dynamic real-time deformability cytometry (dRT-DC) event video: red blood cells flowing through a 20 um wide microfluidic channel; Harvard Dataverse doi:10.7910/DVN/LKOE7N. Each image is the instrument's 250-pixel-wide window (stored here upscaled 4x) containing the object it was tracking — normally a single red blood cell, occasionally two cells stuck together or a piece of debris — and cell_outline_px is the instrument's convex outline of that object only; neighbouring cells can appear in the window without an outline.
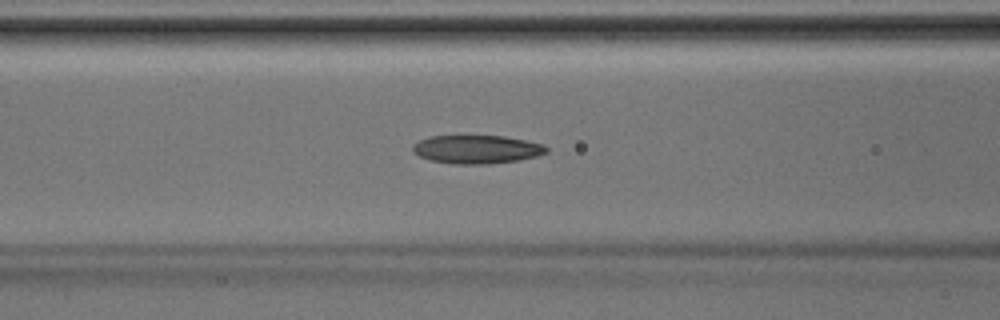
{"species": "Egyptian fruit bat (a non-hibernating species)", "species_latin": "Rousettus aegyptiacus", "temperature_condition": "room temperature", "stored_images_in_passage": 25, "camera_frame_rate_fps": 3000, "um_per_image_px": 0.085, "animal": {"sex": "male"}, "frame": {"image": 1, "passage_image": 4, "time_ms": 1.0, "image_size_px": [1000, 320], "cell_outline_px": [[548, 152], [536, 156], [516, 160], [488, 164], [456, 164], [432, 160], [420, 156], [412, 152], [412, 144], [428, 136], [504, 136], [544, 144], [548, 148]], "centroid_in_image_um": [40.51, 12.69], "position_along_channel_um": 126.1, "area_um2": 22.02}}
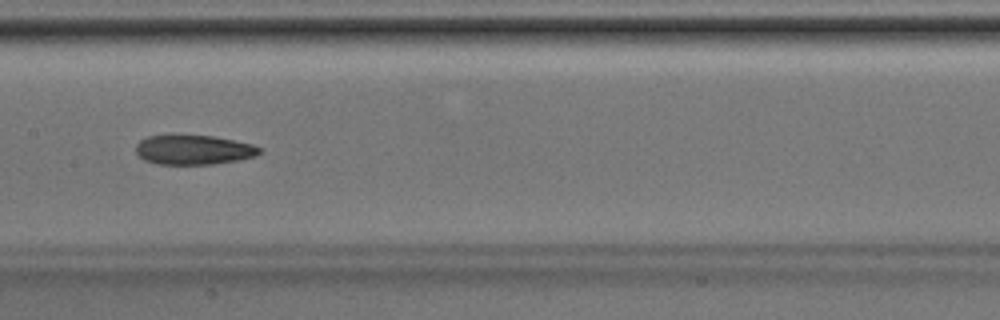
{"frame": {"image": 2, "passage_image": 8, "time_ms": 2.333, "image_size_px": [1000, 320], "cell_outline_px": [[260, 152], [256, 156], [240, 160], [212, 164], [156, 164], [144, 160], [136, 152], [136, 144], [140, 140], [148, 136], [172, 132], [180, 132], [212, 136], [252, 144], [260, 148]], "centroid_in_image_um": [16.39, 12.69], "position_along_channel_um": 191.0, "area_um2": 22.08}}